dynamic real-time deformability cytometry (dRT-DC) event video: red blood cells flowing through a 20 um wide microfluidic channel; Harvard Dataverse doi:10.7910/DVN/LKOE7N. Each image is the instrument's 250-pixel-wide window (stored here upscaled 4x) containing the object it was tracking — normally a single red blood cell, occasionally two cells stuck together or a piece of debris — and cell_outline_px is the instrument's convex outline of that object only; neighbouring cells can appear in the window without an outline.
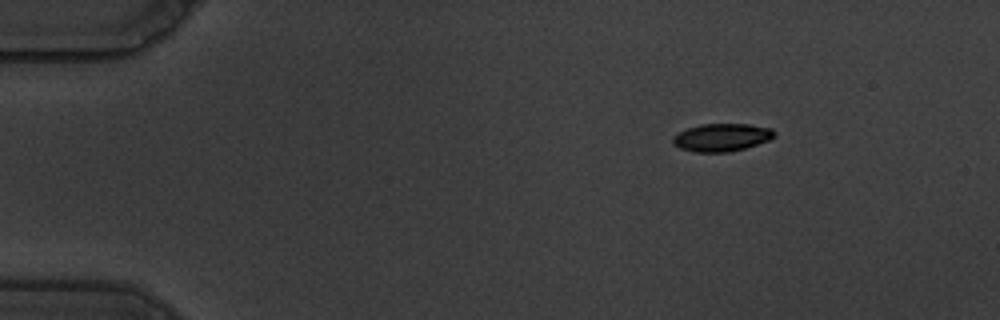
{"species": "common noctule bat (a hibernating species)", "species_latin": "Nyctalus noctula", "temperature_condition": "warm", "stored_images_in_passage": 51, "camera_frame_rate_fps": 3000, "um_per_image_px": 0.085, "animal": {"sex": "male", "body_mass_g": 19.5, "forearm_length_mm": 54.6}, "frame": {"image": 1, "passage_image": 1, "time_ms": 0.0, "image_size_px": [1000, 320], "cell_outline_px": [[776, 136], [768, 140], [744, 148], [728, 152], [696, 152], [680, 148], [672, 140], [672, 136], [688, 128], [700, 124], [748, 124], [772, 128], [776, 132]], "centroid_in_image_um": [61.37, 11.67], "position_along_channel_um": 23.6, "area_um2": 16.3}}
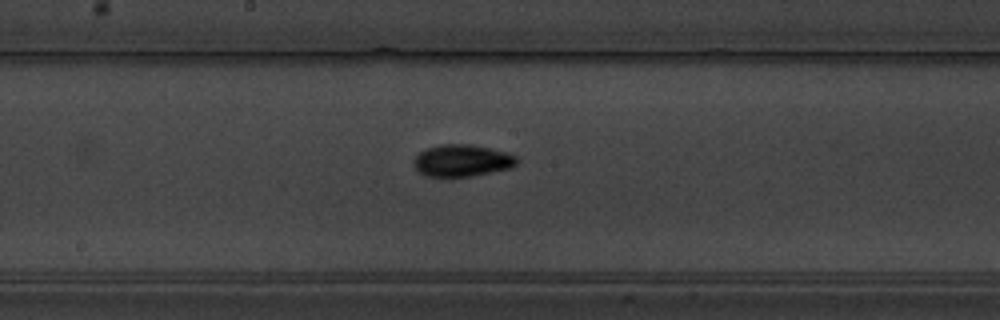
{"frame": {"image": 2, "passage_image": 24, "time_ms": 7.667, "image_size_px": [1000, 320], "cell_outline_px": [[516, 164], [512, 168], [472, 176], [424, 176], [416, 168], [416, 156], [424, 148], [440, 144], [472, 144], [504, 152], [516, 156]], "centroid_in_image_um": [39.28, 13.64], "position_along_channel_um": 208.9, "area_um2": 18.96}}
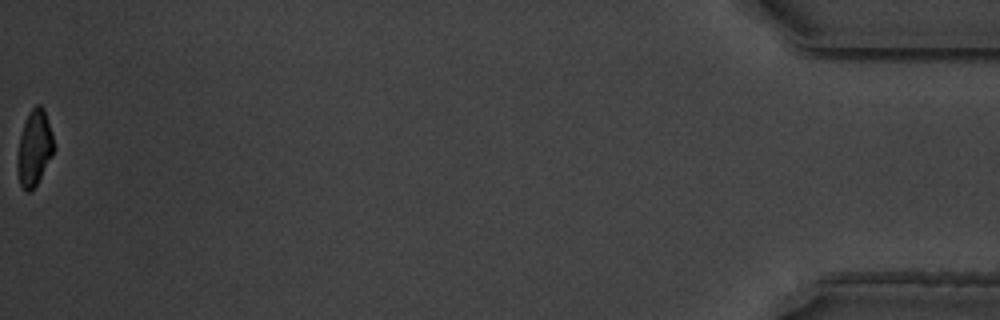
{"frame": {"image": 3, "passage_image": 51, "time_ms": 16.667, "image_size_px": [1000, 320], "cell_outline_px": [[56, 148], [52, 156], [36, 184], [28, 192], [24, 192], [20, 184], [16, 172], [16, 160], [20, 136], [28, 112], [36, 104], [40, 104], [44, 108], [52, 132]], "centroid_in_image_um": [2.91, 12.57], "position_along_channel_um": 432.3, "area_um2": 16.3}, "authors_computed_cell_mechanics": {"area_um2": 17.4556, "velocity_mm_per_s": 3.5221, "shape_relaxation_time_tau1_ms": 2.8811, "shape_relaxation_time_tau2_ms": 3.9303, "deformation_change_tau1": 0.149, "deformation_change_tau2": 0.0791}}